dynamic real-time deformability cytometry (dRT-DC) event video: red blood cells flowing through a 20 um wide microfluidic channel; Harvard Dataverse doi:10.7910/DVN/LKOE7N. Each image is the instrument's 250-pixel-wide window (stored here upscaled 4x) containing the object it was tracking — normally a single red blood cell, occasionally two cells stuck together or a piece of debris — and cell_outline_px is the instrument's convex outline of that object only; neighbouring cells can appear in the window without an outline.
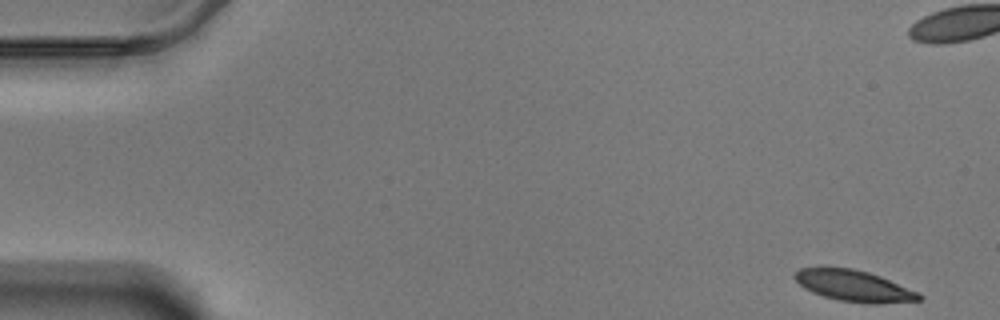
{"species": "Egyptian fruit bat (a non-hibernating species)", "species_latin": "Rousettus aegyptiacus", "temperature_condition": "warm", "stored_images_in_passage": 58, "camera_frame_rate_fps": 3000, "um_per_image_px": 0.085, "animal": {"sex": "male"}, "frame": {"image": 1, "passage_image": 1, "time_ms": 0.0, "image_size_px": [1000, 320], "cell_outline_px": [[924, 296], [920, 300], [876, 304], [868, 304], [836, 300], [812, 292], [804, 288], [792, 276], [800, 268], [852, 268], [868, 272], [880, 276], [920, 292]], "centroid_in_image_um": [72.62, 24.31], "position_along_channel_um": 12.4, "area_um2": 22.6}}
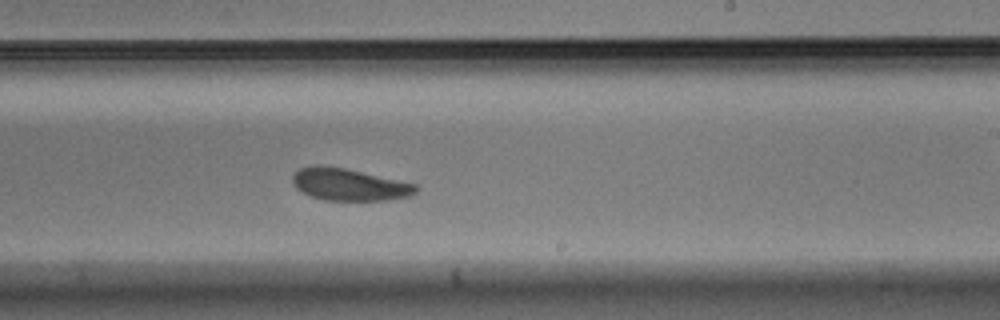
{"frame": {"image": 2, "passage_image": 34, "time_ms": 11.0, "image_size_px": [1000, 320], "cell_outline_px": [[420, 188], [416, 192], [408, 196], [388, 200], [324, 200], [312, 196], [296, 188], [292, 184], [292, 176], [300, 168], [320, 164], [344, 168], [416, 184]], "centroid_in_image_um": [29.67, 15.68], "position_along_channel_um": 259.3, "area_um2": 22.89}}
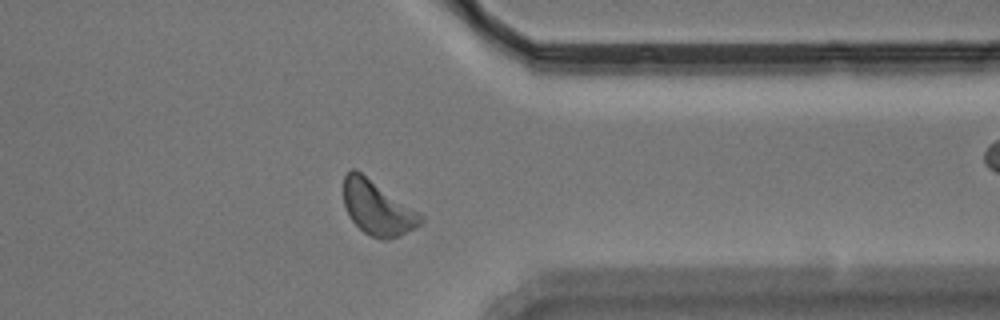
{"frame": {"image": 3, "passage_image": 45, "time_ms": 14.667, "image_size_px": [1000, 320], "cell_outline_px": [[424, 220], [416, 228], [396, 236], [384, 240], [380, 240], [364, 232], [348, 216], [344, 204], [344, 176], [352, 168], [356, 168], [420, 212], [424, 216]], "centroid_in_image_um": [32.09, 17.65], "position_along_channel_um": 379.3, "area_um2": 24.45}}